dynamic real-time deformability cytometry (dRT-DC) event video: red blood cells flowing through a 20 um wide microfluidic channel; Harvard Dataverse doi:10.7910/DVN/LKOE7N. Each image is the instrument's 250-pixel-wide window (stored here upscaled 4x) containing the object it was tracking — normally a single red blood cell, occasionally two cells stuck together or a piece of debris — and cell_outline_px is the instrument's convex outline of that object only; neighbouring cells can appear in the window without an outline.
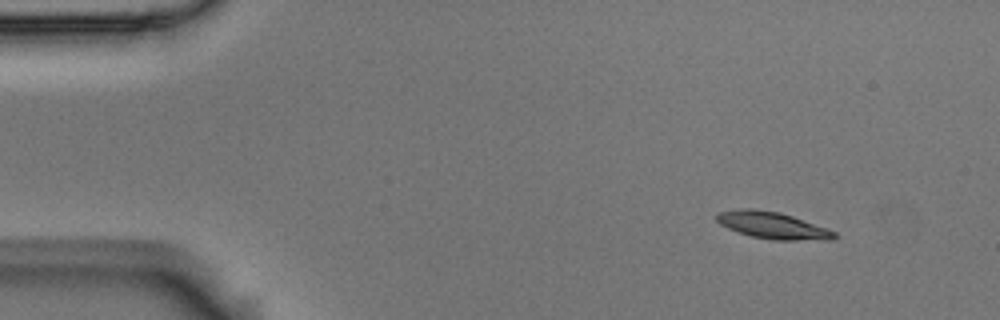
{"species": "Egyptian fruit bat (a non-hibernating species)", "species_latin": "Rousettus aegyptiacus", "temperature_condition": "room temperature", "stored_images_in_passage": 4, "camera_frame_rate_fps": 3000, "um_per_image_px": 0.085, "animal": {"sex": "male"}, "frame": {"image": 1, "passage_image": 1, "time_ms": 0.0, "image_size_px": [1000, 320], "cell_outline_px": [[836, 240], [772, 240], [752, 236], [728, 228], [720, 224], [716, 220], [716, 216], [720, 212], [740, 208], [752, 208], [780, 212], [792, 216], [836, 232]], "centroid_in_image_um": [65.68, 19.16], "position_along_channel_um": 19.3, "area_um2": 18.26}}
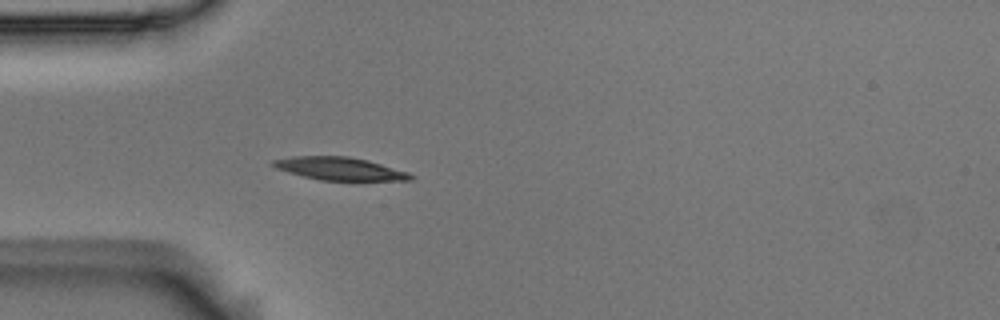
{"frame": {"image": 2, "passage_image": 4, "time_ms": 1.0, "image_size_px": [1000, 320], "cell_outline_px": [[416, 176], [412, 180], [320, 180], [288, 172], [276, 168], [268, 164], [272, 160], [292, 156], [348, 156], [368, 160], [408, 172]], "centroid_in_image_um": [28.85, 14.33], "position_along_channel_um": 56.1, "area_um2": 18.32}}